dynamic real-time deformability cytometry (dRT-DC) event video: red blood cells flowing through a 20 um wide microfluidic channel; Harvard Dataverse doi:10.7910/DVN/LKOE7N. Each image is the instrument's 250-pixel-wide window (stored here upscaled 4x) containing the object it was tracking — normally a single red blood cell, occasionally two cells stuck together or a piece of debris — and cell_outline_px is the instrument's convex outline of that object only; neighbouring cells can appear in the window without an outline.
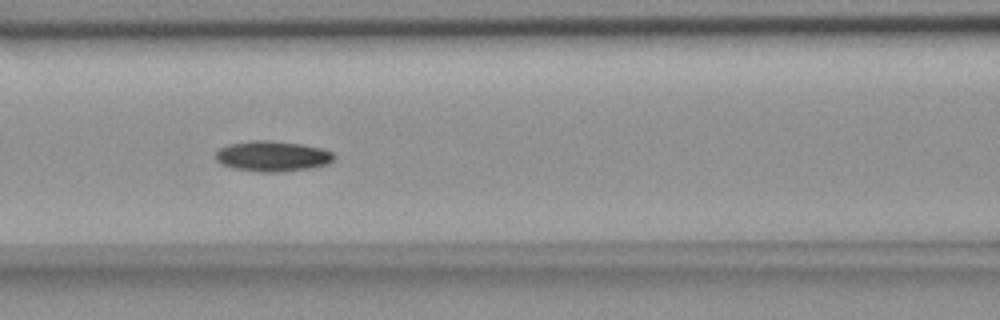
{"species": "common noctule bat (a hibernating species)", "species_latin": "Nyctalus noctula", "temperature_condition": "room temperature", "stored_images_in_passage": 9, "camera_frame_rate_fps": 3000, "um_per_image_px": 0.085, "animal": {"sex": "female", "body_mass_g": 18.4}, "frame": {"image": 1, "passage_image": 7, "time_ms": 7.0, "image_size_px": [1000, 320], "cell_outline_px": [[336, 156], [328, 164], [312, 168], [276, 172], [256, 172], [232, 168], [220, 164], [216, 160], [216, 152], [220, 148], [228, 144], [252, 140], [272, 140], [300, 144], [320, 148], [332, 152]], "centroid_in_image_um": [23.13, 13.28], "position_along_channel_um": 143.5, "area_um2": 21.15}}
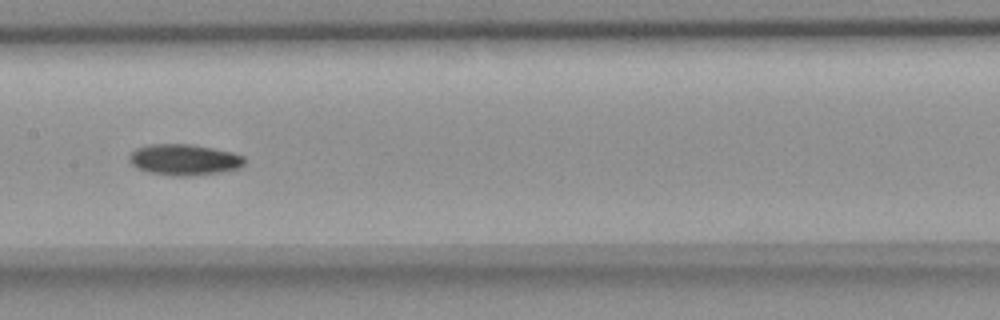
{"frame": {"image": 2, "passage_image": 8, "time_ms": 8.333, "image_size_px": [1000, 320], "cell_outline_px": [[244, 164], [240, 168], [220, 172], [192, 176], [176, 176], [148, 172], [136, 168], [128, 160], [128, 156], [136, 148], [148, 144], [192, 144], [232, 152], [244, 156]], "centroid_in_image_um": [15.64, 13.57], "position_along_channel_um": 191.8, "area_um2": 20.98}}
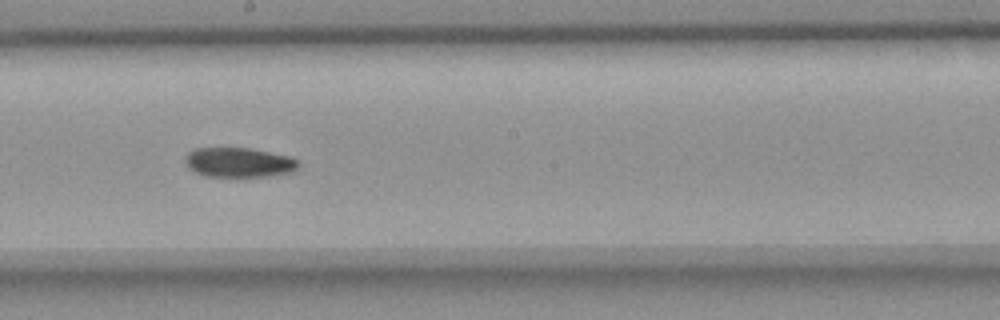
{"frame": {"image": 3, "passage_image": 9, "time_ms": 9.333, "image_size_px": [1000, 320], "cell_outline_px": [[300, 164], [296, 168], [288, 172], [272, 176], [236, 180], [208, 176], [196, 172], [188, 168], [184, 164], [184, 156], [188, 152], [196, 148], [248, 148], [288, 156], [296, 160]], "centroid_in_image_um": [20.24, 13.86], "position_along_channel_um": 228.0, "area_um2": 20.29}}